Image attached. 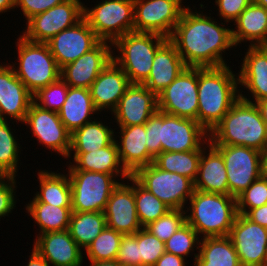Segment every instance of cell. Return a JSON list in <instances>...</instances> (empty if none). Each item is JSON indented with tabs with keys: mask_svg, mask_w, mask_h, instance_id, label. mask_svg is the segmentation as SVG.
Instances as JSON below:
<instances>
[{
	"mask_svg": "<svg viewBox=\"0 0 267 266\" xmlns=\"http://www.w3.org/2000/svg\"><path fill=\"white\" fill-rule=\"evenodd\" d=\"M186 5L172 35L168 38L176 47L187 67H220L227 65L223 53L236 47L232 28L224 27L205 13L193 12Z\"/></svg>",
	"mask_w": 267,
	"mask_h": 266,
	"instance_id": "obj_1",
	"label": "cell"
},
{
	"mask_svg": "<svg viewBox=\"0 0 267 266\" xmlns=\"http://www.w3.org/2000/svg\"><path fill=\"white\" fill-rule=\"evenodd\" d=\"M146 146L155 159L161 152L202 150L209 142V133L193 119L156 110L145 123Z\"/></svg>",
	"mask_w": 267,
	"mask_h": 266,
	"instance_id": "obj_2",
	"label": "cell"
},
{
	"mask_svg": "<svg viewBox=\"0 0 267 266\" xmlns=\"http://www.w3.org/2000/svg\"><path fill=\"white\" fill-rule=\"evenodd\" d=\"M236 74L228 65L198 67V123L208 133L240 98Z\"/></svg>",
	"mask_w": 267,
	"mask_h": 266,
	"instance_id": "obj_3",
	"label": "cell"
},
{
	"mask_svg": "<svg viewBox=\"0 0 267 266\" xmlns=\"http://www.w3.org/2000/svg\"><path fill=\"white\" fill-rule=\"evenodd\" d=\"M212 145H239L264 152L267 124L255 103L239 98L222 120L210 131Z\"/></svg>",
	"mask_w": 267,
	"mask_h": 266,
	"instance_id": "obj_4",
	"label": "cell"
},
{
	"mask_svg": "<svg viewBox=\"0 0 267 266\" xmlns=\"http://www.w3.org/2000/svg\"><path fill=\"white\" fill-rule=\"evenodd\" d=\"M189 204L186 222L201 238L229 235L238 215L234 196L194 190Z\"/></svg>",
	"mask_w": 267,
	"mask_h": 266,
	"instance_id": "obj_5",
	"label": "cell"
},
{
	"mask_svg": "<svg viewBox=\"0 0 267 266\" xmlns=\"http://www.w3.org/2000/svg\"><path fill=\"white\" fill-rule=\"evenodd\" d=\"M167 39L157 33H127L112 43V59L122 68L131 84H143L150 75L157 49ZM115 49L118 55H114Z\"/></svg>",
	"mask_w": 267,
	"mask_h": 266,
	"instance_id": "obj_6",
	"label": "cell"
},
{
	"mask_svg": "<svg viewBox=\"0 0 267 266\" xmlns=\"http://www.w3.org/2000/svg\"><path fill=\"white\" fill-rule=\"evenodd\" d=\"M17 64H12L16 76L34 95L41 88L56 82L60 78V68L47 43L32 42L24 36L17 39ZM16 65H18L16 67Z\"/></svg>",
	"mask_w": 267,
	"mask_h": 266,
	"instance_id": "obj_7",
	"label": "cell"
},
{
	"mask_svg": "<svg viewBox=\"0 0 267 266\" xmlns=\"http://www.w3.org/2000/svg\"><path fill=\"white\" fill-rule=\"evenodd\" d=\"M72 212H104L119 178L93 171L68 170ZM119 181V182H118Z\"/></svg>",
	"mask_w": 267,
	"mask_h": 266,
	"instance_id": "obj_8",
	"label": "cell"
},
{
	"mask_svg": "<svg viewBox=\"0 0 267 266\" xmlns=\"http://www.w3.org/2000/svg\"><path fill=\"white\" fill-rule=\"evenodd\" d=\"M94 7L84 4L83 17L102 40L113 43L134 32V0H102Z\"/></svg>",
	"mask_w": 267,
	"mask_h": 266,
	"instance_id": "obj_9",
	"label": "cell"
},
{
	"mask_svg": "<svg viewBox=\"0 0 267 266\" xmlns=\"http://www.w3.org/2000/svg\"><path fill=\"white\" fill-rule=\"evenodd\" d=\"M132 176L170 209L186 210L195 190L191 179L161 170L154 163L139 168Z\"/></svg>",
	"mask_w": 267,
	"mask_h": 266,
	"instance_id": "obj_10",
	"label": "cell"
},
{
	"mask_svg": "<svg viewBox=\"0 0 267 266\" xmlns=\"http://www.w3.org/2000/svg\"><path fill=\"white\" fill-rule=\"evenodd\" d=\"M225 162L229 195L235 198L263 174V153L246 146L213 145Z\"/></svg>",
	"mask_w": 267,
	"mask_h": 266,
	"instance_id": "obj_11",
	"label": "cell"
},
{
	"mask_svg": "<svg viewBox=\"0 0 267 266\" xmlns=\"http://www.w3.org/2000/svg\"><path fill=\"white\" fill-rule=\"evenodd\" d=\"M158 110L198 122V67H186L157 96Z\"/></svg>",
	"mask_w": 267,
	"mask_h": 266,
	"instance_id": "obj_12",
	"label": "cell"
},
{
	"mask_svg": "<svg viewBox=\"0 0 267 266\" xmlns=\"http://www.w3.org/2000/svg\"><path fill=\"white\" fill-rule=\"evenodd\" d=\"M84 2L65 0L26 21L22 36L32 42L46 43L59 32L78 23L83 18Z\"/></svg>",
	"mask_w": 267,
	"mask_h": 266,
	"instance_id": "obj_13",
	"label": "cell"
},
{
	"mask_svg": "<svg viewBox=\"0 0 267 266\" xmlns=\"http://www.w3.org/2000/svg\"><path fill=\"white\" fill-rule=\"evenodd\" d=\"M183 0H134V32L169 38L186 7Z\"/></svg>",
	"mask_w": 267,
	"mask_h": 266,
	"instance_id": "obj_14",
	"label": "cell"
},
{
	"mask_svg": "<svg viewBox=\"0 0 267 266\" xmlns=\"http://www.w3.org/2000/svg\"><path fill=\"white\" fill-rule=\"evenodd\" d=\"M24 123L38 143L51 152L54 151L65 159L68 158L71 133L63 125L57 112L42 109L33 102L28 109Z\"/></svg>",
	"mask_w": 267,
	"mask_h": 266,
	"instance_id": "obj_15",
	"label": "cell"
},
{
	"mask_svg": "<svg viewBox=\"0 0 267 266\" xmlns=\"http://www.w3.org/2000/svg\"><path fill=\"white\" fill-rule=\"evenodd\" d=\"M228 237L235 247L241 266H266L267 228L238 213Z\"/></svg>",
	"mask_w": 267,
	"mask_h": 266,
	"instance_id": "obj_16",
	"label": "cell"
},
{
	"mask_svg": "<svg viewBox=\"0 0 267 266\" xmlns=\"http://www.w3.org/2000/svg\"><path fill=\"white\" fill-rule=\"evenodd\" d=\"M101 41L83 17L78 23L59 32L46 43L61 69L95 48Z\"/></svg>",
	"mask_w": 267,
	"mask_h": 266,
	"instance_id": "obj_17",
	"label": "cell"
},
{
	"mask_svg": "<svg viewBox=\"0 0 267 266\" xmlns=\"http://www.w3.org/2000/svg\"><path fill=\"white\" fill-rule=\"evenodd\" d=\"M127 182H120L112 191L107 201L104 215L107 227L123 235H133L139 231L140 224L134 197V177L130 175ZM133 184V185H132Z\"/></svg>",
	"mask_w": 267,
	"mask_h": 266,
	"instance_id": "obj_18",
	"label": "cell"
},
{
	"mask_svg": "<svg viewBox=\"0 0 267 266\" xmlns=\"http://www.w3.org/2000/svg\"><path fill=\"white\" fill-rule=\"evenodd\" d=\"M112 48L111 42L101 41L95 48L62 67L60 70L61 79L69 87L89 89L112 60Z\"/></svg>",
	"mask_w": 267,
	"mask_h": 266,
	"instance_id": "obj_19",
	"label": "cell"
},
{
	"mask_svg": "<svg viewBox=\"0 0 267 266\" xmlns=\"http://www.w3.org/2000/svg\"><path fill=\"white\" fill-rule=\"evenodd\" d=\"M32 103L33 94L16 76L12 65L0 64V120L11 118L23 124Z\"/></svg>",
	"mask_w": 267,
	"mask_h": 266,
	"instance_id": "obj_20",
	"label": "cell"
},
{
	"mask_svg": "<svg viewBox=\"0 0 267 266\" xmlns=\"http://www.w3.org/2000/svg\"><path fill=\"white\" fill-rule=\"evenodd\" d=\"M158 110L157 96L143 84H131L111 113L117 126L145 124Z\"/></svg>",
	"mask_w": 267,
	"mask_h": 266,
	"instance_id": "obj_21",
	"label": "cell"
},
{
	"mask_svg": "<svg viewBox=\"0 0 267 266\" xmlns=\"http://www.w3.org/2000/svg\"><path fill=\"white\" fill-rule=\"evenodd\" d=\"M36 236L33 247L50 263V265H83V250L71 237L68 229L37 234Z\"/></svg>",
	"mask_w": 267,
	"mask_h": 266,
	"instance_id": "obj_22",
	"label": "cell"
},
{
	"mask_svg": "<svg viewBox=\"0 0 267 266\" xmlns=\"http://www.w3.org/2000/svg\"><path fill=\"white\" fill-rule=\"evenodd\" d=\"M131 85L125 72L112 59L90 86V94L96 110L112 113L120 98Z\"/></svg>",
	"mask_w": 267,
	"mask_h": 266,
	"instance_id": "obj_23",
	"label": "cell"
},
{
	"mask_svg": "<svg viewBox=\"0 0 267 266\" xmlns=\"http://www.w3.org/2000/svg\"><path fill=\"white\" fill-rule=\"evenodd\" d=\"M238 71L239 87L251 93L252 101L240 92V98L255 103L267 98V49L264 46H249Z\"/></svg>",
	"mask_w": 267,
	"mask_h": 266,
	"instance_id": "obj_24",
	"label": "cell"
},
{
	"mask_svg": "<svg viewBox=\"0 0 267 266\" xmlns=\"http://www.w3.org/2000/svg\"><path fill=\"white\" fill-rule=\"evenodd\" d=\"M120 128L121 136H115L119 158L125 170L133 175L139 168L148 166L154 162L146 146V125H133Z\"/></svg>",
	"mask_w": 267,
	"mask_h": 266,
	"instance_id": "obj_25",
	"label": "cell"
},
{
	"mask_svg": "<svg viewBox=\"0 0 267 266\" xmlns=\"http://www.w3.org/2000/svg\"><path fill=\"white\" fill-rule=\"evenodd\" d=\"M186 67L175 45L167 39L157 49L150 75L143 85L158 96Z\"/></svg>",
	"mask_w": 267,
	"mask_h": 266,
	"instance_id": "obj_26",
	"label": "cell"
},
{
	"mask_svg": "<svg viewBox=\"0 0 267 266\" xmlns=\"http://www.w3.org/2000/svg\"><path fill=\"white\" fill-rule=\"evenodd\" d=\"M194 188L198 191L229 195L224 159L210 141L202 149Z\"/></svg>",
	"mask_w": 267,
	"mask_h": 266,
	"instance_id": "obj_27",
	"label": "cell"
},
{
	"mask_svg": "<svg viewBox=\"0 0 267 266\" xmlns=\"http://www.w3.org/2000/svg\"><path fill=\"white\" fill-rule=\"evenodd\" d=\"M71 156L73 160L67 166L68 170L100 172L112 174L116 178L121 176L122 179H128L130 176L121 164L116 140L104 148L88 153H69L67 159Z\"/></svg>",
	"mask_w": 267,
	"mask_h": 266,
	"instance_id": "obj_28",
	"label": "cell"
},
{
	"mask_svg": "<svg viewBox=\"0 0 267 266\" xmlns=\"http://www.w3.org/2000/svg\"><path fill=\"white\" fill-rule=\"evenodd\" d=\"M232 28L233 42H249V46L267 45V9L252 1L234 21Z\"/></svg>",
	"mask_w": 267,
	"mask_h": 266,
	"instance_id": "obj_29",
	"label": "cell"
},
{
	"mask_svg": "<svg viewBox=\"0 0 267 266\" xmlns=\"http://www.w3.org/2000/svg\"><path fill=\"white\" fill-rule=\"evenodd\" d=\"M99 114L93 104L88 88L69 87L66 100L58 112L60 120L72 134L92 120L94 114ZM92 116V117H90Z\"/></svg>",
	"mask_w": 267,
	"mask_h": 266,
	"instance_id": "obj_30",
	"label": "cell"
},
{
	"mask_svg": "<svg viewBox=\"0 0 267 266\" xmlns=\"http://www.w3.org/2000/svg\"><path fill=\"white\" fill-rule=\"evenodd\" d=\"M195 266H241L235 247L228 236L200 239Z\"/></svg>",
	"mask_w": 267,
	"mask_h": 266,
	"instance_id": "obj_31",
	"label": "cell"
},
{
	"mask_svg": "<svg viewBox=\"0 0 267 266\" xmlns=\"http://www.w3.org/2000/svg\"><path fill=\"white\" fill-rule=\"evenodd\" d=\"M39 192L30 202H43L58 207H71V184L68 174L38 170Z\"/></svg>",
	"mask_w": 267,
	"mask_h": 266,
	"instance_id": "obj_32",
	"label": "cell"
},
{
	"mask_svg": "<svg viewBox=\"0 0 267 266\" xmlns=\"http://www.w3.org/2000/svg\"><path fill=\"white\" fill-rule=\"evenodd\" d=\"M106 122L96 118L75 130L71 134L69 153H88L112 144L115 139V129L105 125Z\"/></svg>",
	"mask_w": 267,
	"mask_h": 266,
	"instance_id": "obj_33",
	"label": "cell"
},
{
	"mask_svg": "<svg viewBox=\"0 0 267 266\" xmlns=\"http://www.w3.org/2000/svg\"><path fill=\"white\" fill-rule=\"evenodd\" d=\"M28 216L39 226V234L64 231L69 228L71 207H58L43 202H28L25 206Z\"/></svg>",
	"mask_w": 267,
	"mask_h": 266,
	"instance_id": "obj_34",
	"label": "cell"
},
{
	"mask_svg": "<svg viewBox=\"0 0 267 266\" xmlns=\"http://www.w3.org/2000/svg\"><path fill=\"white\" fill-rule=\"evenodd\" d=\"M106 226L104 212H72L68 230L77 245L85 250Z\"/></svg>",
	"mask_w": 267,
	"mask_h": 266,
	"instance_id": "obj_35",
	"label": "cell"
},
{
	"mask_svg": "<svg viewBox=\"0 0 267 266\" xmlns=\"http://www.w3.org/2000/svg\"><path fill=\"white\" fill-rule=\"evenodd\" d=\"M201 153L202 150L161 152L153 163L161 170L180 174L194 182L198 175Z\"/></svg>",
	"mask_w": 267,
	"mask_h": 266,
	"instance_id": "obj_36",
	"label": "cell"
},
{
	"mask_svg": "<svg viewBox=\"0 0 267 266\" xmlns=\"http://www.w3.org/2000/svg\"><path fill=\"white\" fill-rule=\"evenodd\" d=\"M10 123L8 120H0V171L3 175L17 177L21 146Z\"/></svg>",
	"mask_w": 267,
	"mask_h": 266,
	"instance_id": "obj_37",
	"label": "cell"
},
{
	"mask_svg": "<svg viewBox=\"0 0 267 266\" xmlns=\"http://www.w3.org/2000/svg\"><path fill=\"white\" fill-rule=\"evenodd\" d=\"M134 197L137 215L142 227L156 221L171 210L166 204L159 200L154 194L144 188L134 178Z\"/></svg>",
	"mask_w": 267,
	"mask_h": 266,
	"instance_id": "obj_38",
	"label": "cell"
},
{
	"mask_svg": "<svg viewBox=\"0 0 267 266\" xmlns=\"http://www.w3.org/2000/svg\"><path fill=\"white\" fill-rule=\"evenodd\" d=\"M122 237L123 234L106 226L85 248L86 259L90 262L116 260Z\"/></svg>",
	"mask_w": 267,
	"mask_h": 266,
	"instance_id": "obj_39",
	"label": "cell"
},
{
	"mask_svg": "<svg viewBox=\"0 0 267 266\" xmlns=\"http://www.w3.org/2000/svg\"><path fill=\"white\" fill-rule=\"evenodd\" d=\"M164 243L166 252L186 259L191 251L199 250L200 238L198 233L186 222Z\"/></svg>",
	"mask_w": 267,
	"mask_h": 266,
	"instance_id": "obj_40",
	"label": "cell"
},
{
	"mask_svg": "<svg viewBox=\"0 0 267 266\" xmlns=\"http://www.w3.org/2000/svg\"><path fill=\"white\" fill-rule=\"evenodd\" d=\"M69 86L61 79L41 88L33 95V102L45 110L59 112L66 100Z\"/></svg>",
	"mask_w": 267,
	"mask_h": 266,
	"instance_id": "obj_41",
	"label": "cell"
},
{
	"mask_svg": "<svg viewBox=\"0 0 267 266\" xmlns=\"http://www.w3.org/2000/svg\"><path fill=\"white\" fill-rule=\"evenodd\" d=\"M185 223V210L171 209L165 215L149 223L144 228L159 240L165 242Z\"/></svg>",
	"mask_w": 267,
	"mask_h": 266,
	"instance_id": "obj_42",
	"label": "cell"
},
{
	"mask_svg": "<svg viewBox=\"0 0 267 266\" xmlns=\"http://www.w3.org/2000/svg\"><path fill=\"white\" fill-rule=\"evenodd\" d=\"M237 211L245 215L250 209H254L267 203V176L262 174L247 189L236 197Z\"/></svg>",
	"mask_w": 267,
	"mask_h": 266,
	"instance_id": "obj_43",
	"label": "cell"
},
{
	"mask_svg": "<svg viewBox=\"0 0 267 266\" xmlns=\"http://www.w3.org/2000/svg\"><path fill=\"white\" fill-rule=\"evenodd\" d=\"M140 266H154L166 252L165 243L142 227L138 231Z\"/></svg>",
	"mask_w": 267,
	"mask_h": 266,
	"instance_id": "obj_44",
	"label": "cell"
},
{
	"mask_svg": "<svg viewBox=\"0 0 267 266\" xmlns=\"http://www.w3.org/2000/svg\"><path fill=\"white\" fill-rule=\"evenodd\" d=\"M116 260L122 266H140L138 231L133 235H123Z\"/></svg>",
	"mask_w": 267,
	"mask_h": 266,
	"instance_id": "obj_45",
	"label": "cell"
},
{
	"mask_svg": "<svg viewBox=\"0 0 267 266\" xmlns=\"http://www.w3.org/2000/svg\"><path fill=\"white\" fill-rule=\"evenodd\" d=\"M16 181L15 176L9 175L0 179V219L8 216L16 207Z\"/></svg>",
	"mask_w": 267,
	"mask_h": 266,
	"instance_id": "obj_46",
	"label": "cell"
},
{
	"mask_svg": "<svg viewBox=\"0 0 267 266\" xmlns=\"http://www.w3.org/2000/svg\"><path fill=\"white\" fill-rule=\"evenodd\" d=\"M253 0H215L218 15L225 23L234 22ZM232 21V22H231Z\"/></svg>",
	"mask_w": 267,
	"mask_h": 266,
	"instance_id": "obj_47",
	"label": "cell"
},
{
	"mask_svg": "<svg viewBox=\"0 0 267 266\" xmlns=\"http://www.w3.org/2000/svg\"><path fill=\"white\" fill-rule=\"evenodd\" d=\"M64 1L65 0H15V8L20 7L23 16H25V19L28 21L34 15L45 12Z\"/></svg>",
	"mask_w": 267,
	"mask_h": 266,
	"instance_id": "obj_48",
	"label": "cell"
},
{
	"mask_svg": "<svg viewBox=\"0 0 267 266\" xmlns=\"http://www.w3.org/2000/svg\"><path fill=\"white\" fill-rule=\"evenodd\" d=\"M245 216L252 222L267 228V203L260 207L250 209Z\"/></svg>",
	"mask_w": 267,
	"mask_h": 266,
	"instance_id": "obj_49",
	"label": "cell"
},
{
	"mask_svg": "<svg viewBox=\"0 0 267 266\" xmlns=\"http://www.w3.org/2000/svg\"><path fill=\"white\" fill-rule=\"evenodd\" d=\"M186 263L184 258L165 252L154 266H186Z\"/></svg>",
	"mask_w": 267,
	"mask_h": 266,
	"instance_id": "obj_50",
	"label": "cell"
},
{
	"mask_svg": "<svg viewBox=\"0 0 267 266\" xmlns=\"http://www.w3.org/2000/svg\"><path fill=\"white\" fill-rule=\"evenodd\" d=\"M32 253L28 259L26 266H51L50 263L35 249L33 248Z\"/></svg>",
	"mask_w": 267,
	"mask_h": 266,
	"instance_id": "obj_51",
	"label": "cell"
},
{
	"mask_svg": "<svg viewBox=\"0 0 267 266\" xmlns=\"http://www.w3.org/2000/svg\"><path fill=\"white\" fill-rule=\"evenodd\" d=\"M255 104L260 111L261 117L263 118L264 122L267 124V98L256 101Z\"/></svg>",
	"mask_w": 267,
	"mask_h": 266,
	"instance_id": "obj_52",
	"label": "cell"
},
{
	"mask_svg": "<svg viewBox=\"0 0 267 266\" xmlns=\"http://www.w3.org/2000/svg\"><path fill=\"white\" fill-rule=\"evenodd\" d=\"M10 9H15V0H0V13L10 12Z\"/></svg>",
	"mask_w": 267,
	"mask_h": 266,
	"instance_id": "obj_53",
	"label": "cell"
},
{
	"mask_svg": "<svg viewBox=\"0 0 267 266\" xmlns=\"http://www.w3.org/2000/svg\"><path fill=\"white\" fill-rule=\"evenodd\" d=\"M89 266H122L117 260L91 262Z\"/></svg>",
	"mask_w": 267,
	"mask_h": 266,
	"instance_id": "obj_54",
	"label": "cell"
},
{
	"mask_svg": "<svg viewBox=\"0 0 267 266\" xmlns=\"http://www.w3.org/2000/svg\"><path fill=\"white\" fill-rule=\"evenodd\" d=\"M263 174L267 176V147L263 152Z\"/></svg>",
	"mask_w": 267,
	"mask_h": 266,
	"instance_id": "obj_55",
	"label": "cell"
},
{
	"mask_svg": "<svg viewBox=\"0 0 267 266\" xmlns=\"http://www.w3.org/2000/svg\"><path fill=\"white\" fill-rule=\"evenodd\" d=\"M257 5L267 9V0H253Z\"/></svg>",
	"mask_w": 267,
	"mask_h": 266,
	"instance_id": "obj_56",
	"label": "cell"
},
{
	"mask_svg": "<svg viewBox=\"0 0 267 266\" xmlns=\"http://www.w3.org/2000/svg\"><path fill=\"white\" fill-rule=\"evenodd\" d=\"M4 175L2 174V172L0 171V179L3 177Z\"/></svg>",
	"mask_w": 267,
	"mask_h": 266,
	"instance_id": "obj_57",
	"label": "cell"
}]
</instances>
